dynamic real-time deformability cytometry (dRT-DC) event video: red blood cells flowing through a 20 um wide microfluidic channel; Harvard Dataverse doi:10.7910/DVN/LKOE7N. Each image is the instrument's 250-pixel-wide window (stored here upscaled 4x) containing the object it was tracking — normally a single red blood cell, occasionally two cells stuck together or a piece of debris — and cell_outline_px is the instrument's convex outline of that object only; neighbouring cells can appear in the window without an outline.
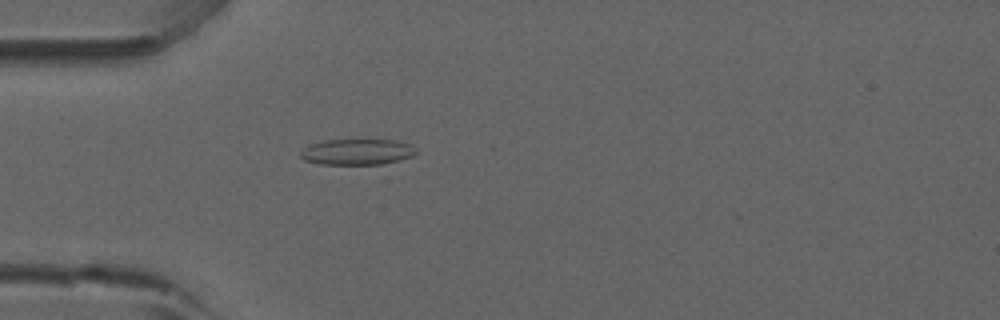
{"species": "common noctule bat (a hibernating species)", "species_latin": "Nyctalus noctula", "temperature_condition": "room temperature", "stored_images_in_passage": 53, "camera_frame_rate_fps": 3000, "um_per_image_px": 0.085, "animal": {"sex": "male", "forearm_length_mm": 52.5}, "frame": {"image": 1, "passage_image": 16, "time_ms": 5.0, "image_size_px": [1000, 320], "cell_outline_px": [[416, 152], [412, 156], [400, 160], [380, 164], [320, 164], [304, 160], [300, 156], [300, 152], [308, 144], [324, 140], [392, 140], [412, 144], [416, 148]], "centroid_in_image_um": [30.34, 12.9], "position_along_channel_um": 54.7, "area_um2": 17.46}}
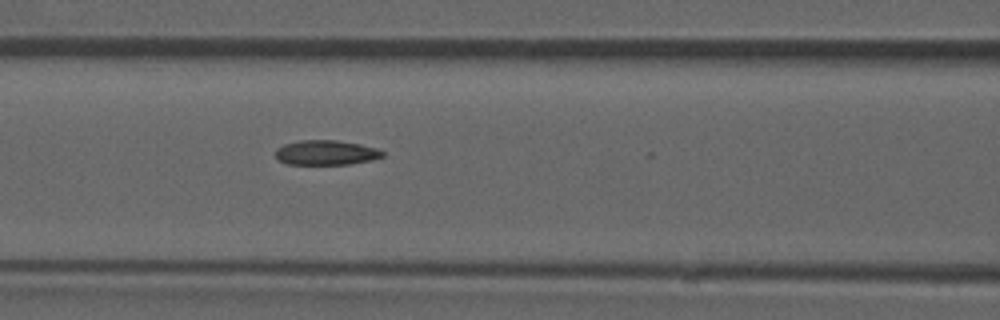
{"frame": {"image": 2, "passage_image": 23, "time_ms": 7.333, "image_size_px": [1000, 320], "cell_outline_px": [[384, 156], [372, 160], [348, 164], [288, 164], [280, 160], [276, 156], [276, 148], [284, 144], [300, 140], [336, 140], [360, 144], [376, 148], [384, 152]], "centroid_in_image_um": [27.72, 12.97], "position_along_channel_um": 138.9, "area_um2": 15.37}}
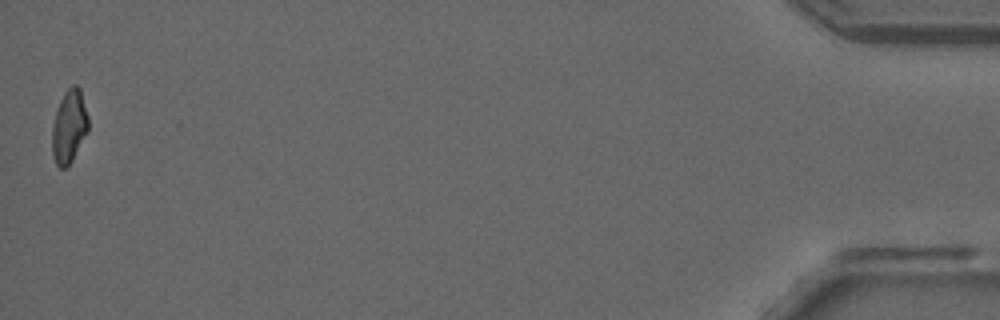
{"frame": {"image": 3, "passage_image": 53, "time_ms": 17.333, "image_size_px": [1000, 320], "cell_outline_px": [[88, 132], [72, 160], [64, 168], [60, 168], [56, 164], [52, 152], [52, 124], [60, 100], [64, 92], [72, 84], [76, 84], [80, 88], [88, 116]], "centroid_in_image_um": [5.88, 10.73], "position_along_channel_um": 429.3, "area_um2": 15.43}, "authors_computed_cell_mechanics": {"area_um2": 16.184, "velocity_mm_per_s": 3.8859, "shape_relaxation_time_tau1_ms": null, "shape_relaxation_time_tau2_ms": 2.6914, "deformation_change_tau1": null, "deformation_change_tau2": 0.0863}}